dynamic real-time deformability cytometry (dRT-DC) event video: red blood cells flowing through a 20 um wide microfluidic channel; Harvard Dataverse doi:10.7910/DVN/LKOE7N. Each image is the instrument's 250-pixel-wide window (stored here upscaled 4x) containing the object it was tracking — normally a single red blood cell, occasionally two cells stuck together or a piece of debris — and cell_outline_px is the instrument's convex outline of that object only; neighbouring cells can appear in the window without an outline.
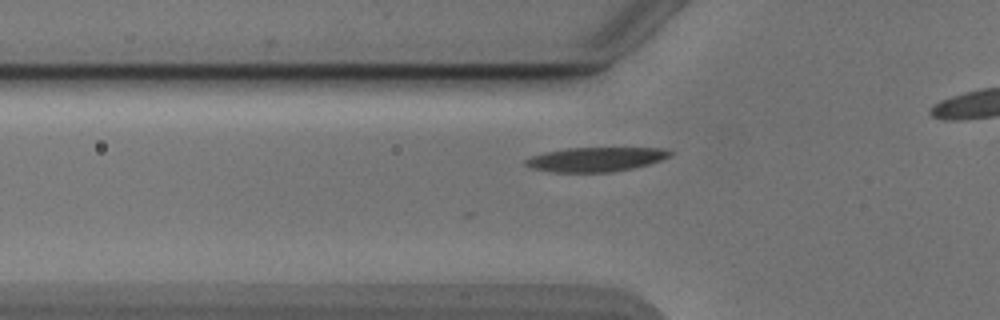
{"species": "Egyptian fruit bat (a non-hibernating species)", "species_latin": "Rousettus aegyptiacus", "temperature_condition": "cold", "stored_images_in_passage": 34, "camera_frame_rate_fps": 3000, "um_per_image_px": 0.085, "animal": {"sex": "male"}, "frame": {"image": 1, "passage_image": 6, "time_ms": 1.667, "image_size_px": [1000, 320], "cell_outline_px": [[676, 152], [672, 156], [648, 164], [632, 168], [612, 172], [548, 172], [532, 168], [524, 164], [524, 160], [532, 156], [544, 152], [568, 148], [668, 148]], "centroid_in_image_um": [50.67, 13.54], "position_along_channel_um": 75.1, "area_um2": 20.63}}
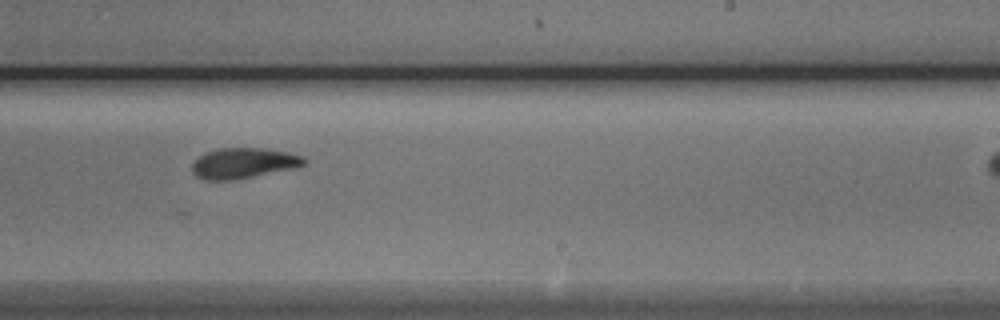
{"frame": {"image": 2, "passage_image": 21, "time_ms": 6.667, "image_size_px": [1000, 320], "cell_outline_px": [[308, 160], [304, 164], [296, 168], [232, 180], [204, 180], [196, 176], [192, 172], [192, 164], [204, 152], [220, 148], [260, 148], [288, 152], [304, 156]], "centroid_in_image_um": [20.71, 13.86], "position_along_channel_um": 268.3, "area_um2": 19.94}}
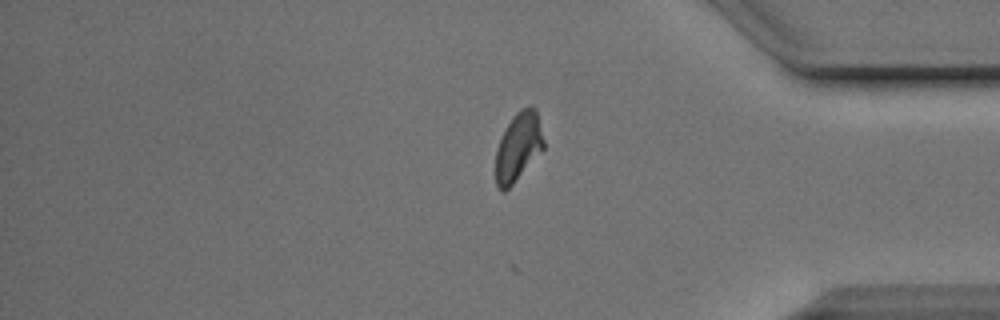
{"frame": {"image": 3, "passage_image": 32, "time_ms": 10.333, "image_size_px": [1000, 320], "cell_outline_px": [[544, 148], [512, 184], [504, 192], [496, 184], [496, 152], [500, 140], [512, 116], [520, 108], [528, 104], [532, 104], [536, 108], [544, 140]], "centroid_in_image_um": [44.07, 12.41], "position_along_channel_um": 391.1, "area_um2": 18.96}}